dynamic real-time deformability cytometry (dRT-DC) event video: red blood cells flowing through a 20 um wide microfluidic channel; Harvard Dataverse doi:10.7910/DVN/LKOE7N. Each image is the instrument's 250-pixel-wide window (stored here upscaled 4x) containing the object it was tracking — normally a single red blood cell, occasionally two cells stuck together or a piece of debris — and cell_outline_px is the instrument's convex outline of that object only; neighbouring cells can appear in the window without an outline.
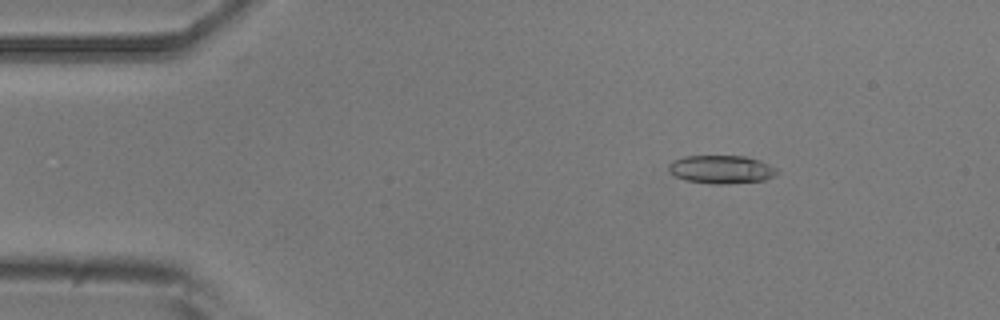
{"species": "common noctule bat (a hibernating species)", "species_latin": "Nyctalus noctula", "temperature_condition": "room temperature", "stored_images_in_passage": 54, "camera_frame_rate_fps": 3000, "um_per_image_px": 0.085, "animal": {"sex": "male", "body_mass_g": 20.5, "forearm_length_mm": 52.5}, "frame": {"image": 1, "passage_image": 8, "time_ms": 2.333, "image_size_px": [1000, 320], "cell_outline_px": [[780, 172], [776, 176], [764, 180], [728, 184], [712, 184], [684, 180], [668, 172], [668, 164], [672, 160], [684, 156], [744, 156], [760, 160], [776, 168]], "centroid_in_image_um": [61.31, 14.4], "position_along_channel_um": 23.7, "area_um2": 18.09}}
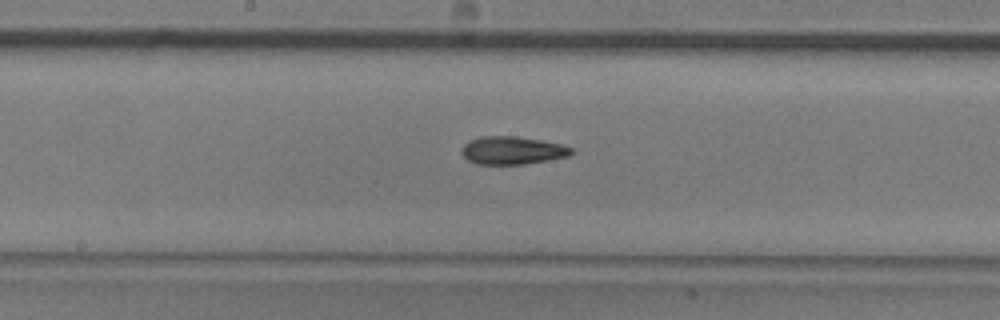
{"frame": {"image": 2, "passage_image": 28, "time_ms": 9.0, "image_size_px": [1000, 320], "cell_outline_px": [[572, 152], [568, 156], [548, 160], [524, 164], [476, 164], [468, 160], [460, 152], [464, 144], [480, 136], [516, 136], [540, 140], [560, 144], [572, 148]], "centroid_in_image_um": [43.52, 12.78], "position_along_channel_um": 204.7, "area_um2": 17.69}}
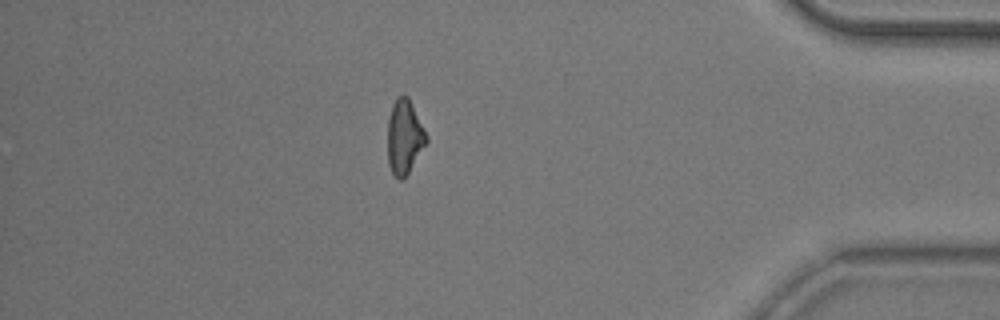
{"frame": {"image": 3, "passage_image": 47, "time_ms": 15.333, "image_size_px": [1000, 320], "cell_outline_px": [[428, 140], [404, 180], [400, 180], [392, 172], [388, 164], [388, 120], [392, 104], [396, 96], [404, 92], [408, 96], [428, 136]], "centroid_in_image_um": [34.37, 11.6], "position_along_channel_um": 400.8, "area_um2": 16.94}, "authors_computed_cell_mechanics": {"area_um2": 17.5712, "velocity_mm_per_s": 3.7295, "shape_relaxation_time_tau1_ms": 7.7359, "shape_relaxation_time_tau2_ms": 6.2691, "deformation_change_tau1": 0.178, "deformation_change_tau2": 0.154}}